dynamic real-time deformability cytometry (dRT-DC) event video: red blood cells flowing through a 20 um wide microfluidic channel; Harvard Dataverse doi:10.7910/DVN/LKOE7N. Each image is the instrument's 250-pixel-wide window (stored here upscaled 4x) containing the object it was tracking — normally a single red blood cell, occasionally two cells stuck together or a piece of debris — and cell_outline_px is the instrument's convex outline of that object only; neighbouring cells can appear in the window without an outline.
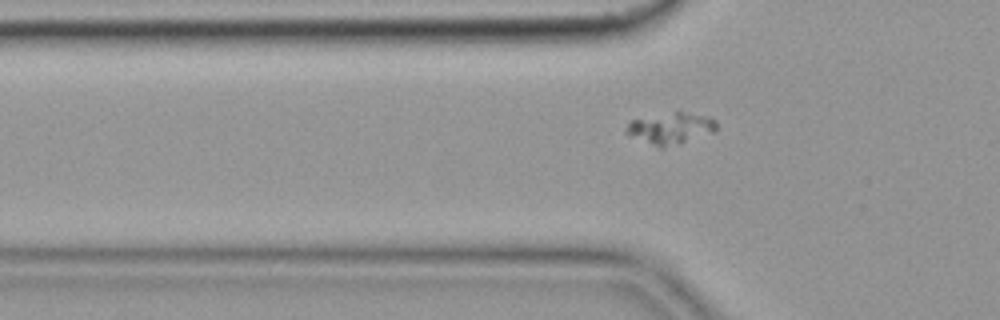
{"species": "common noctule bat (a hibernating species)", "species_latin": "Nyctalus noctula", "temperature_condition": "cold", "stored_images_in_passage": 41, "segment_of_instrument_passage": [1, 2], "camera_frame_rate_fps": 3000, "um_per_image_px": 0.085, "animal": {"sex": "female", "body_mass_g": 19.9}, "frame": {"image": 1, "passage_image": 3, "time_ms": 0.667, "image_size_px": [1000, 320], "cell_outline_px": [[716, 132], [680, 144], [664, 148], [660, 148], [628, 136], [624, 132], [628, 124], [632, 120], [680, 108], [716, 120]], "centroid_in_image_um": [57.01, 10.88], "position_along_channel_um": 68.8, "area_um2": 17.34}}
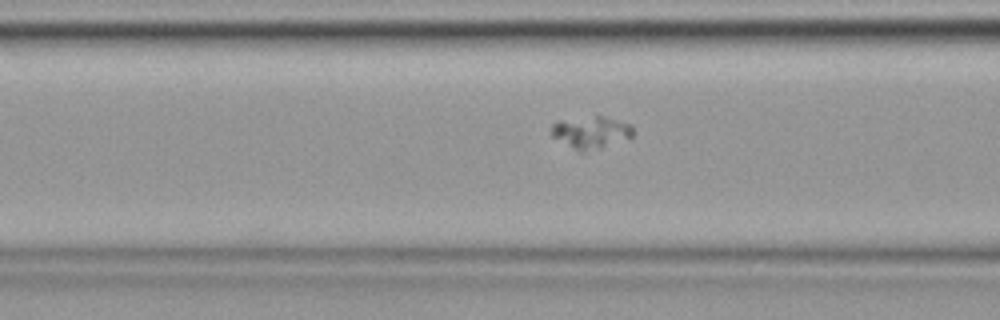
{"frame": {"image": 2, "passage_image": 7, "time_ms": 2.0, "image_size_px": [1000, 320], "cell_outline_px": [[632, 136], [600, 148], [584, 152], [580, 152], [552, 136], [552, 124], [560, 120], [596, 116], [604, 116], [632, 124]], "centroid_in_image_um": [50.23, 11.24], "position_along_channel_um": 116.4, "area_um2": 14.97}}
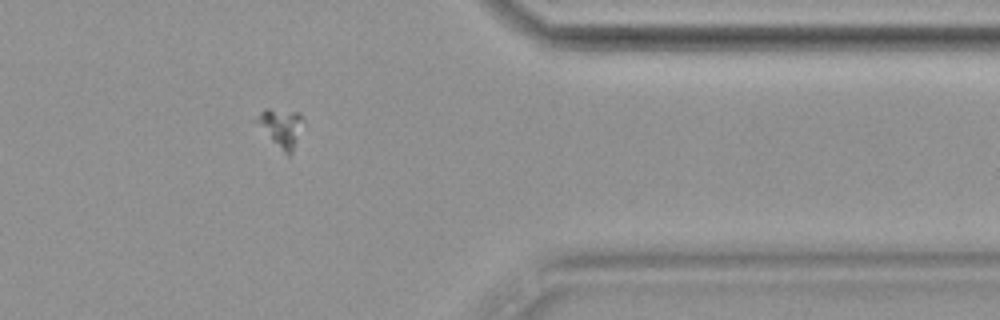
{"frame": {"image": 3, "passage_image": 31, "time_ms": 10.0, "image_size_px": [1000, 320], "cell_outline_px": [[304, 120], [292, 152], [288, 156], [252, 120], [264, 108], [268, 108], [300, 112]], "centroid_in_image_um": [23.86, 10.79], "position_along_channel_um": 387.5, "area_um2": 10.35}}